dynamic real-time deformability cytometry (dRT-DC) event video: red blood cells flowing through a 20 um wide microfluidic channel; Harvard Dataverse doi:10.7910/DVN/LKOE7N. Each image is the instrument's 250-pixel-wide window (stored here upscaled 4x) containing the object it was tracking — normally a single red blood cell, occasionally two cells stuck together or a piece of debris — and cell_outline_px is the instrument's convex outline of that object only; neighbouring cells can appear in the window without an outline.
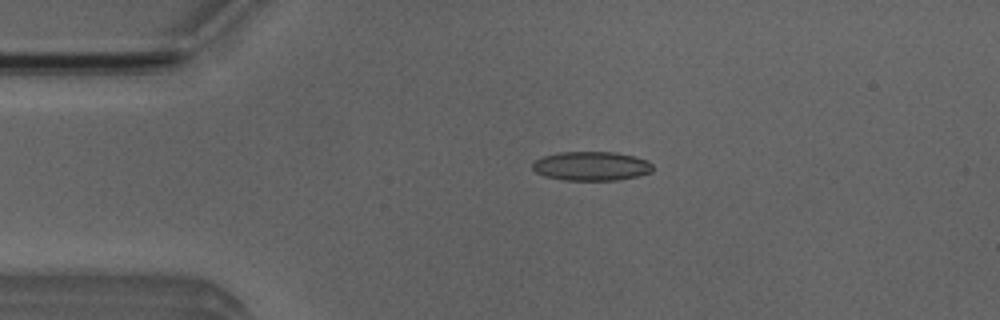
{"species": "Egyptian fruit bat (a non-hibernating species)", "species_latin": "Rousettus aegyptiacus", "temperature_condition": "room temperature", "stored_images_in_passage": 16, "camera_frame_rate_fps": 3000, "um_per_image_px": 0.085, "animal": {"sex": "male"}, "frame": {"image": 1, "passage_image": 11, "time_ms": 3.333, "image_size_px": [1000, 320], "cell_outline_px": [[652, 172], [620, 180], [564, 180], [544, 176], [536, 172], [532, 168], [532, 164], [536, 160], [544, 156], [560, 152], [616, 152], [632, 156], [644, 160], [652, 164]], "centroid_in_image_um": [50.24, 14.12], "position_along_channel_um": 34.8, "area_um2": 20.23}}